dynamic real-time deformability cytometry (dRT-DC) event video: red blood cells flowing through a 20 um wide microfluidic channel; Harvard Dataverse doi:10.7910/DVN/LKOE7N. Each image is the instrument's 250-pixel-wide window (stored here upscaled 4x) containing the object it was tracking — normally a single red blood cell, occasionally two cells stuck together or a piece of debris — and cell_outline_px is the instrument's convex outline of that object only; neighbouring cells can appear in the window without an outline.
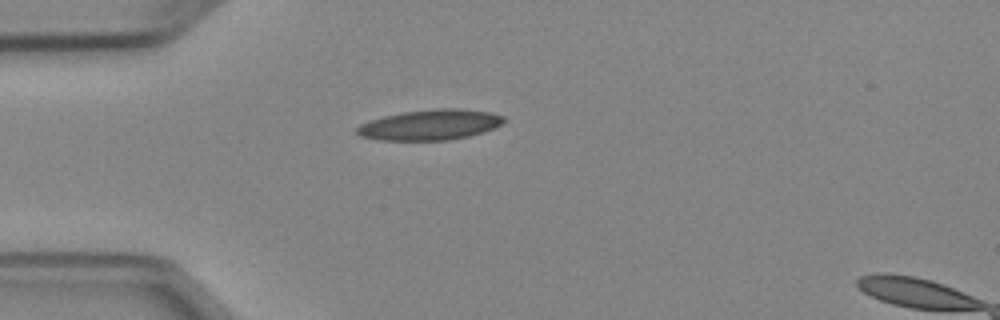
{"species": "Egyptian fruit bat (a non-hibernating species)", "species_latin": "Rousettus aegyptiacus", "temperature_condition": "cold", "stored_images_in_passage": 34, "camera_frame_rate_fps": 3000, "um_per_image_px": 0.085, "animal": {"sex": "female"}, "frame": {"image": 1, "passage_image": 1, "time_ms": 0.0, "image_size_px": [1000, 320], "cell_outline_px": [[508, 120], [484, 132], [468, 136], [448, 140], [380, 140], [360, 136], [356, 132], [356, 128], [360, 124], [368, 120], [384, 116], [404, 112], [436, 108], [460, 108], [492, 112], [504, 116]], "centroid_in_image_um": [36.57, 10.6], "position_along_channel_um": 48.4, "area_um2": 26.18}}
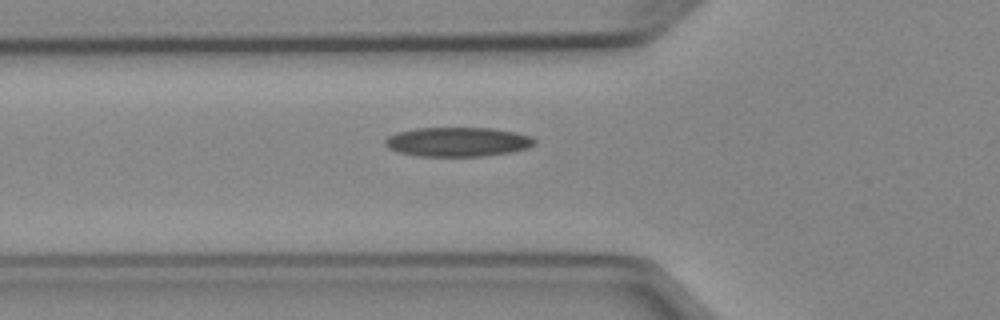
{"frame": {"image": 2, "passage_image": 5, "time_ms": 1.333, "image_size_px": [1000, 320], "cell_outline_px": [[536, 144], [528, 148], [512, 152], [484, 156], [420, 156], [396, 152], [388, 148], [384, 144], [384, 140], [388, 136], [396, 132], [416, 128], [492, 128], [516, 132], [532, 136], [536, 140]], "centroid_in_image_um": [38.91, 12.06], "position_along_channel_um": 86.9, "area_um2": 25.84}}
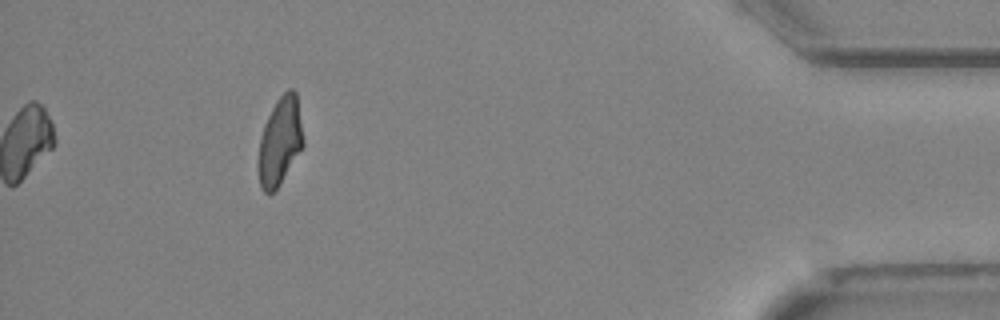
{"frame": {"image": 3, "passage_image": 34, "time_ms": 11.0, "image_size_px": [1000, 320], "cell_outline_px": [[304, 144], [276, 188], [272, 192], [264, 192], [260, 188], [260, 136], [264, 124], [276, 100], [288, 88], [292, 88], [296, 92], [304, 140]], "centroid_in_image_um": [23.82, 11.93], "position_along_channel_um": 411.4, "area_um2": 22.2}, "authors_computed_cell_mechanics": {"area_um2": 24.5072, "velocity_mm_per_s": 3.953, "shape_relaxation_time_tau1_ms": null, "shape_relaxation_time_tau2_ms": 3.7316, "deformation_change_tau1": null, "deformation_change_tau2": 0.122}}